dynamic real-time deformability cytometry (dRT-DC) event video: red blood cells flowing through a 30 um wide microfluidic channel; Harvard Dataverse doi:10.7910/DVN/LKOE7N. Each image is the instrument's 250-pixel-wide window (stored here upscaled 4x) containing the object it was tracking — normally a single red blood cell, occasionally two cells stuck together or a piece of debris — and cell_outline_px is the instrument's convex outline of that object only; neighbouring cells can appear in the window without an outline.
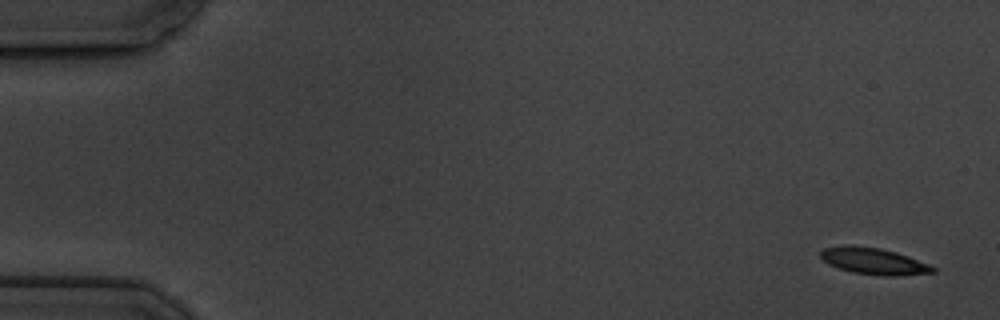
{"species": "common noctule bat (a hibernating species)", "species_latin": "Nyctalus noctula", "temperature_condition": "cold", "stored_images_in_passage": 5, "camera_frame_rate_fps": 3000, "um_per_image_px": 0.085, "animal": {"sex": "male", "body_mass_g": 19.5, "forearm_length_mm": 54.6}, "frame": {"image": 1, "passage_image": 1, "time_ms": 0.0, "image_size_px": [1000, 320], "cell_outline_px": [[936, 272], [892, 276], [888, 276], [852, 272], [828, 264], [820, 256], [820, 252], [824, 248], [844, 244], [848, 244], [880, 248], [896, 252], [908, 256], [928, 264], [936, 268]], "centroid_in_image_um": [74.24, 22.18], "position_along_channel_um": 10.8, "area_um2": 17.28}}
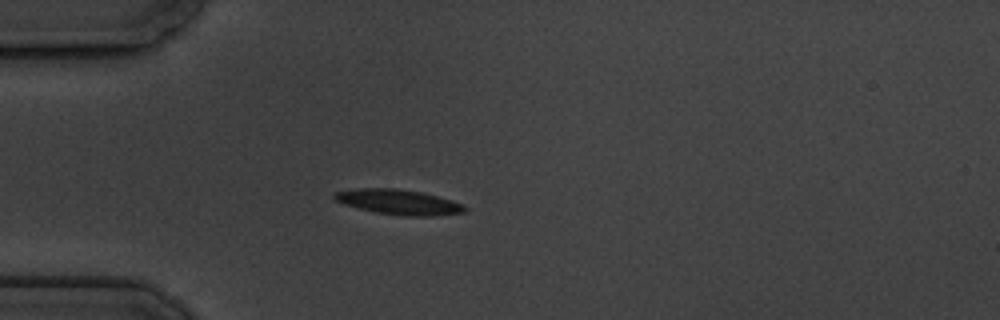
{"frame": {"image": 2, "passage_image": 5, "time_ms": 4.667, "image_size_px": [1000, 320], "cell_outline_px": [[468, 208], [464, 212], [432, 216], [404, 216], [376, 212], [344, 204], [336, 200], [332, 196], [336, 192], [360, 188], [396, 188], [420, 192], [436, 196], [464, 204]], "centroid_in_image_um": [33.9, 17.17], "position_along_channel_um": 51.1, "area_um2": 18.79}}